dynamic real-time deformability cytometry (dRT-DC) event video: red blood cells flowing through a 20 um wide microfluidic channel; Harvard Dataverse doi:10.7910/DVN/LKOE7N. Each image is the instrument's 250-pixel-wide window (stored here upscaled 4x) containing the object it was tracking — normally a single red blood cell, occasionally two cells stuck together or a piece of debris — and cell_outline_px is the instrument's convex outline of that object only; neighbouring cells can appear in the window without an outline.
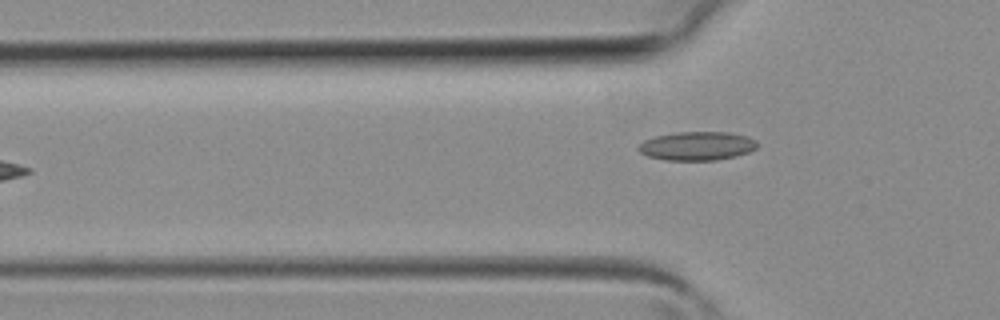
{"species": "common noctule bat (a hibernating species)", "species_latin": "Nyctalus noctula", "temperature_condition": "room temperature", "stored_images_in_passage": 5, "camera_frame_rate_fps": 3000, "um_per_image_px": 0.085, "animal": {"sex": "female", "body_mass_g": 19.3, "forearm_length_mm": 54.1}, "frame": {"image": 1, "passage_image": 4, "time_ms": 1.0, "image_size_px": [1000, 320], "cell_outline_px": [[756, 148], [748, 152], [736, 156], [716, 160], [664, 160], [648, 156], [640, 152], [636, 148], [644, 140], [656, 136], [680, 132], [728, 132], [748, 136], [756, 140]], "centroid_in_image_um": [59.25, 12.41], "position_along_channel_um": 66.6, "area_um2": 19.83}}
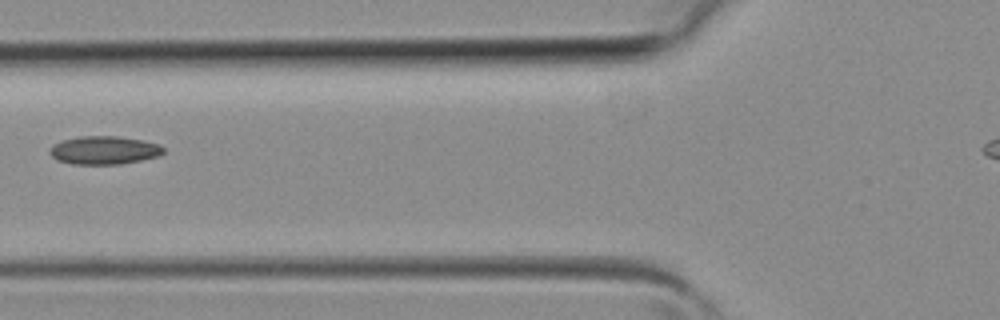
{"frame": {"image": 2, "passage_image": 5, "time_ms": 1.333, "image_size_px": [1000, 320], "cell_outline_px": [[164, 152], [160, 156], [120, 164], [72, 164], [56, 160], [48, 152], [48, 148], [52, 144], [60, 140], [80, 136], [116, 136], [144, 140], [160, 144], [164, 148]], "centroid_in_image_um": [8.82, 12.76], "position_along_channel_um": 117.0, "area_um2": 19.02}}